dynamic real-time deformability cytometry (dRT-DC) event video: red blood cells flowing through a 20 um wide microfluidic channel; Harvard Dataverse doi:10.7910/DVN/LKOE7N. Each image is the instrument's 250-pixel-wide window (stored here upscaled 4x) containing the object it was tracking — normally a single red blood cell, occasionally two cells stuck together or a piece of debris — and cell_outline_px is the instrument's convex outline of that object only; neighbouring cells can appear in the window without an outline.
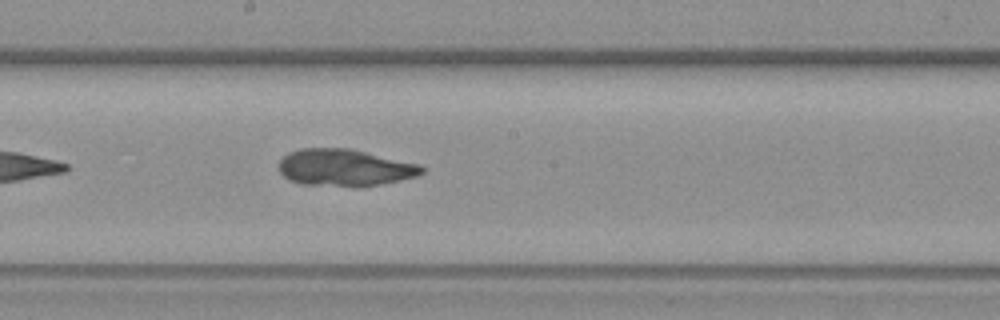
{"species": "common noctule bat (a hibernating species)", "species_latin": "Nyctalus noctula", "temperature_condition": "warm", "stored_images_in_passage": 8, "camera_frame_rate_fps": 3000, "um_per_image_px": 0.085, "animal": {"sex": "female", "body_mass_g": 19.3, "forearm_length_mm": 54.1}, "frame": {"image": 1, "passage_image": 8, "time_ms": 9.333, "image_size_px": [1000, 320], "cell_outline_px": [[424, 172], [416, 176], [400, 180], [380, 184], [304, 184], [288, 180], [280, 172], [280, 160], [288, 152], [300, 148], [352, 148], [420, 164], [424, 168]], "centroid_in_image_um": [29.3, 14.2], "position_along_channel_um": 218.9, "area_um2": 30.11}}